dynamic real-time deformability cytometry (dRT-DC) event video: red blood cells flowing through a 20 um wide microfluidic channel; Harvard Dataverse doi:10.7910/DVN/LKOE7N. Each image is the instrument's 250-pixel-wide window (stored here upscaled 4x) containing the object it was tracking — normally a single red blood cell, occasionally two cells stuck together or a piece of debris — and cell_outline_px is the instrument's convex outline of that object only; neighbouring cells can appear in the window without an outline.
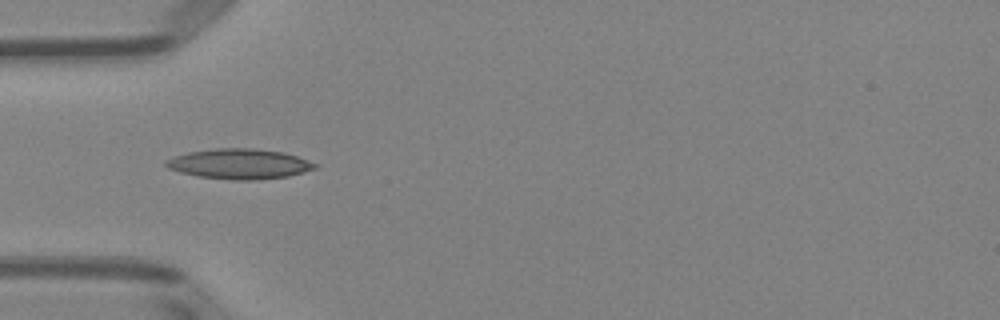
{"species": "Egyptian fruit bat (a non-hibernating species)", "species_latin": "Rousettus aegyptiacus", "temperature_condition": "room temperature", "stored_images_in_passage": 25, "camera_frame_rate_fps": 3000, "um_per_image_px": 0.085, "animal": {"sex": "female"}, "frame": {"image": 1, "passage_image": 4, "time_ms": 1.0, "image_size_px": [1000, 320], "cell_outline_px": [[320, 164], [316, 168], [304, 172], [288, 176], [252, 180], [232, 180], [196, 176], [180, 172], [168, 168], [164, 164], [164, 160], [188, 152], [216, 148], [252, 148], [284, 152]], "centroid_in_image_um": [20.35, 13.93], "position_along_channel_um": 64.6, "area_um2": 26.24}}
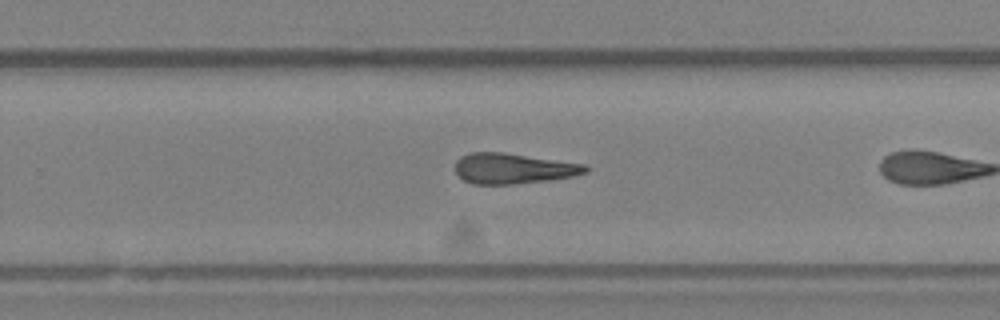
{"frame": {"image": 2, "passage_image": 18, "time_ms": 5.667, "image_size_px": [1000, 320], "cell_outline_px": [[588, 172], [572, 176], [548, 180], [516, 184], [472, 184], [464, 180], [456, 172], [456, 160], [460, 156], [472, 152], [504, 152], [584, 164], [588, 168]], "centroid_in_image_um": [43.6, 14.32], "position_along_channel_um": 286.2, "area_um2": 23.06}}